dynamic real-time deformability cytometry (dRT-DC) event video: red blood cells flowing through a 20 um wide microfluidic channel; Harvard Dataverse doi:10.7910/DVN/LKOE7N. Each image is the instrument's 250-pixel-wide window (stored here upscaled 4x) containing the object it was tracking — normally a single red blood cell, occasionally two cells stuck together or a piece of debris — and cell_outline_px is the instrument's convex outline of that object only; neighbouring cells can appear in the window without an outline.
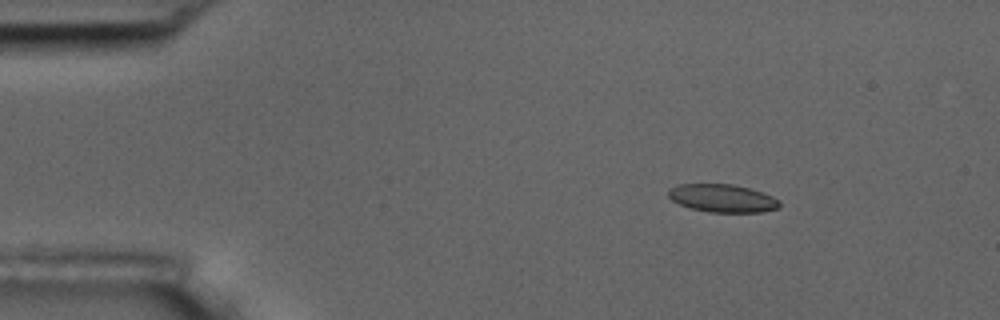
{"species": "common noctule bat (a hibernating species)", "species_latin": "Nyctalus noctula", "temperature_condition": "room temperature", "stored_images_in_passage": 5, "camera_frame_rate_fps": 3000, "um_per_image_px": 0.085, "animal": {"sex": "male", "body_mass_g": 17.5, "forearm_length_mm": 52.3}, "frame": {"image": 1, "passage_image": 3, "time_ms": 2.333, "image_size_px": [1000, 320], "cell_outline_px": [[780, 208], [760, 212], [708, 212], [692, 208], [680, 204], [672, 200], [668, 196], [668, 188], [680, 184], [732, 184], [748, 188], [772, 196], [780, 200]], "centroid_in_image_um": [61.41, 16.85], "position_along_channel_um": 23.6, "area_um2": 18.03}}